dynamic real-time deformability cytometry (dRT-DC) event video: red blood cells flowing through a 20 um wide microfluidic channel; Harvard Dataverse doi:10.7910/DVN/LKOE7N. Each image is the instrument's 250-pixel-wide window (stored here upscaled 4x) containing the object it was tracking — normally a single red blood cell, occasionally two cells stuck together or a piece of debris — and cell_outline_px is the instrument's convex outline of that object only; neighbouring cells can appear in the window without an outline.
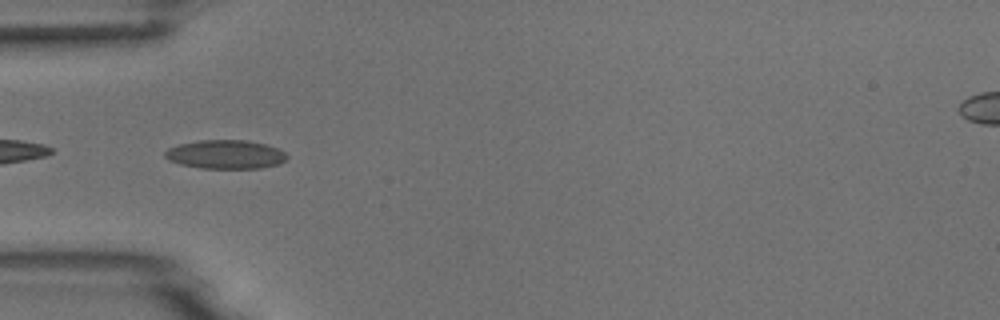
{"species": "common noctule bat (a hibernating species)", "species_latin": "Nyctalus noctula", "temperature_condition": "room temperature", "stored_images_in_passage": 7, "camera_frame_rate_fps": 3000, "um_per_image_px": 0.085, "animal": {"sex": "male", "body_mass_g": 18.8}, "frame": {"image": 1, "passage_image": 5, "time_ms": 5.333, "image_size_px": [1000, 320], "cell_outline_px": [[288, 156], [280, 164], [260, 168], [200, 168], [180, 164], [168, 160], [164, 156], [164, 152], [168, 148], [180, 144], [200, 140], [248, 140], [264, 144], [276, 148], [284, 152]], "centroid_in_image_um": [19.15, 13.13], "position_along_channel_um": 65.9, "area_um2": 20.4}}